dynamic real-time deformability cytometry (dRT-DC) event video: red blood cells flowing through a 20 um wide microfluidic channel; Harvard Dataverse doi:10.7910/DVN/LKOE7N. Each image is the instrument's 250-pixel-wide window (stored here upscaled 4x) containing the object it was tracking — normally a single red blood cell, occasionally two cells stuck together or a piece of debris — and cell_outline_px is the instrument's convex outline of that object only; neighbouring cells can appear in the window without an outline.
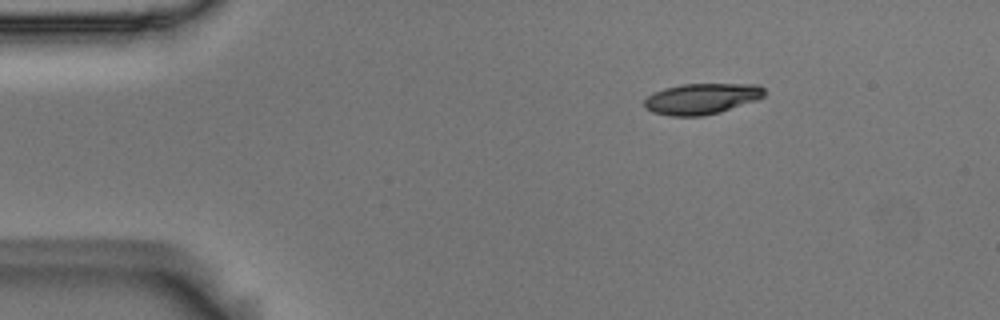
{"species": "Egyptian fruit bat (a non-hibernating species)", "species_latin": "Rousettus aegyptiacus", "temperature_condition": "room temperature", "stored_images_in_passage": 4, "segment_of_instrument_passage": [1, 2], "camera_frame_rate_fps": 3000, "um_per_image_px": 0.085, "animal": {"sex": "male"}, "frame": {"image": 1, "passage_image": 1, "time_ms": 0.0, "image_size_px": [1000, 320], "cell_outline_px": [[768, 92], [764, 96], [756, 100], [720, 112], [700, 116], [668, 116], [652, 112], [644, 108], [644, 100], [648, 96], [664, 88], [680, 84], [760, 84]], "centroid_in_image_um": [59.65, 8.39], "position_along_channel_um": 25.3, "area_um2": 21.73}}